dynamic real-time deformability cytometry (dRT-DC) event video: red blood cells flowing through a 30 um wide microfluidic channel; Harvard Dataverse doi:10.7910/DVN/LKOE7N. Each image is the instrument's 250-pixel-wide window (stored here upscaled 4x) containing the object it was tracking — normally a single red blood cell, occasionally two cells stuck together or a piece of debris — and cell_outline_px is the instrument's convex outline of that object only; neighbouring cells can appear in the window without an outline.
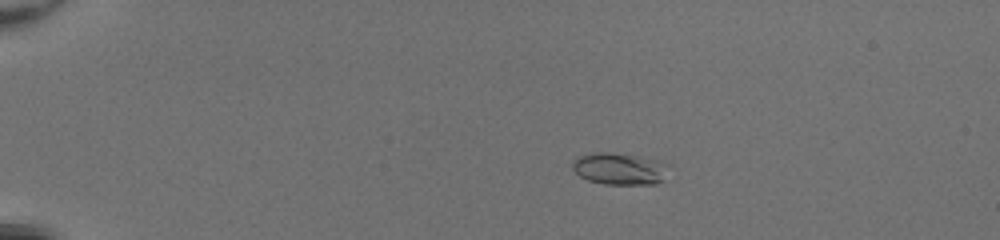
{"species": "common noctule bat (a hibernating species)", "species_latin": "Nyctalus noctula", "temperature_condition": "room temperature", "stored_images_in_passage": 52, "camera_frame_rate_fps": 3000, "um_per_image_px": 0.085, "animal": {"sex": "female", "body_mass_g": 20.0, "forearm_length_mm": 54.0}, "frame": {"image": 1, "passage_image": 12, "time_ms": 3.667, "image_size_px": [1000, 240], "cell_outline_px": [[668, 164], [664, 180], [656, 184], [604, 184], [588, 180], [580, 176], [572, 168], [572, 160], [580, 156], [592, 152], [608, 152], [636, 156], [660, 160]], "centroid_in_image_um": [52.66, 14.34], "position_along_channel_um": 32.3, "area_um2": 17.92}}
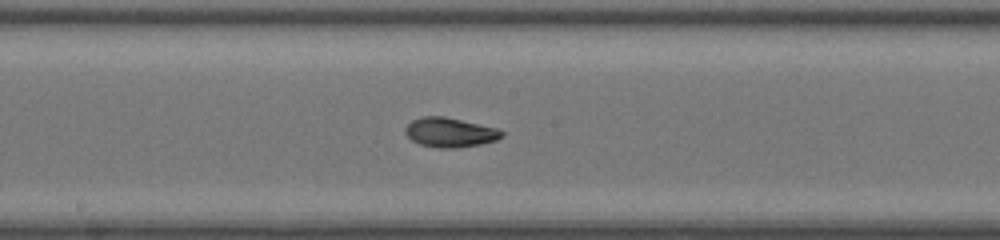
{"frame": {"image": 2, "passage_image": 31, "time_ms": 10.0, "image_size_px": [1000, 240], "cell_outline_px": [[504, 136], [496, 140], [480, 144], [456, 148], [436, 148], [420, 144], [412, 140], [404, 132], [404, 128], [412, 120], [420, 116], [444, 116], [496, 128], [504, 132]], "centroid_in_image_um": [38.22, 11.25], "position_along_channel_um": 210.0, "area_um2": 16.59}}
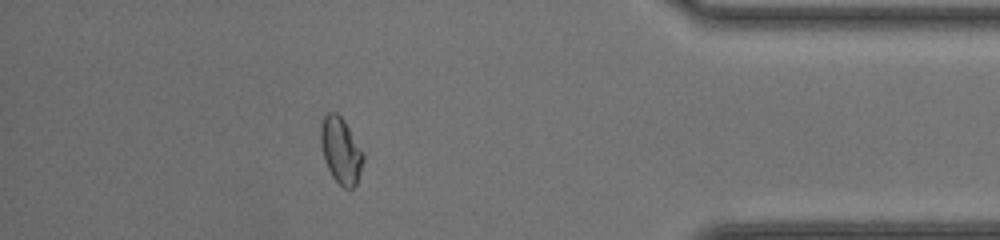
{"frame": {"image": 3, "passage_image": 47, "time_ms": 15.333, "image_size_px": [1000, 240], "cell_outline_px": [[364, 160], [356, 184], [352, 188], [344, 188], [332, 176], [324, 160], [320, 144], [320, 128], [324, 116], [328, 112], [336, 112], [344, 120], [364, 156]], "centroid_in_image_um": [28.94, 12.79], "position_along_channel_um": 406.3, "area_um2": 16.13}, "authors_computed_cell_mechanics": {"area_um2": 16.4152, "velocity_mm_per_s": 4.2334, "shape_relaxation_time_tau1_ms": 3.7491, "shape_relaxation_time_tau2_ms": 1.5391, "deformation_change_tau1": 0.1182, "deformation_change_tau2": 0.0487}}